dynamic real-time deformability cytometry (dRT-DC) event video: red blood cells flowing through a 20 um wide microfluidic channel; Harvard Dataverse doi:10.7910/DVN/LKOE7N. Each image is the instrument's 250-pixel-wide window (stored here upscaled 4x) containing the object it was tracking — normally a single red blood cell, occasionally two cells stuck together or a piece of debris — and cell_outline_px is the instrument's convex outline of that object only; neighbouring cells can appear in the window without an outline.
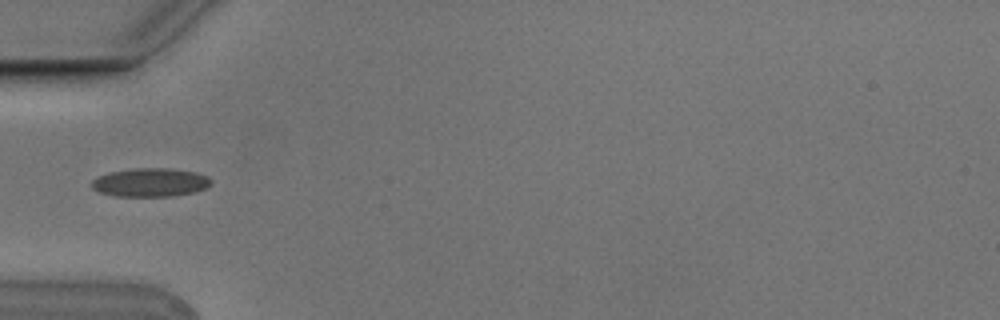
{"species": "Egyptian fruit bat (a non-hibernating species)", "species_latin": "Rousettus aegyptiacus", "temperature_condition": "cold", "stored_images_in_passage": 4, "camera_frame_rate_fps": 3000, "um_per_image_px": 0.085, "animal": {"sex": "male"}, "frame": {"image": 1, "passage_image": 2, "time_ms": 0.333, "image_size_px": [1000, 320], "cell_outline_px": [[212, 184], [204, 188], [192, 192], [172, 196], [116, 196], [100, 192], [92, 188], [92, 180], [108, 172], [132, 168], [172, 168], [196, 172], [208, 176], [212, 180]], "centroid_in_image_um": [12.79, 15.49], "position_along_channel_um": 72.2, "area_um2": 19.88}}
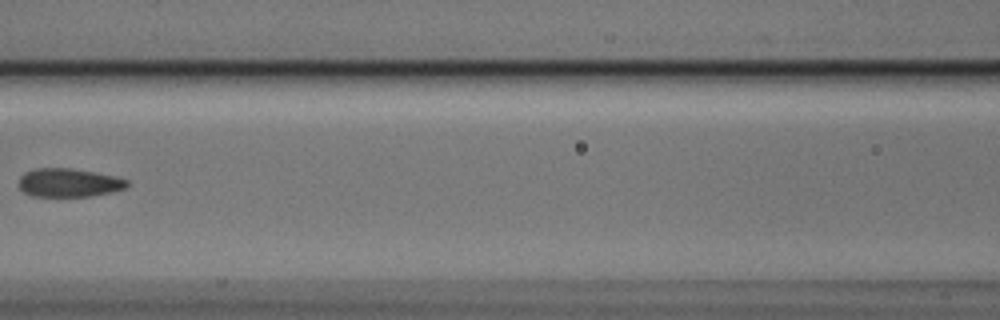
{"frame": {"image": 2, "passage_image": 4, "time_ms": 1.0, "image_size_px": [1000, 320], "cell_outline_px": [[128, 188], [112, 192], [88, 196], [32, 196], [24, 192], [20, 188], [20, 176], [24, 172], [32, 168], [72, 168], [96, 172], [116, 176], [128, 180]], "centroid_in_image_um": [5.87, 15.52], "position_along_channel_um": 160.7, "area_um2": 18.15}}